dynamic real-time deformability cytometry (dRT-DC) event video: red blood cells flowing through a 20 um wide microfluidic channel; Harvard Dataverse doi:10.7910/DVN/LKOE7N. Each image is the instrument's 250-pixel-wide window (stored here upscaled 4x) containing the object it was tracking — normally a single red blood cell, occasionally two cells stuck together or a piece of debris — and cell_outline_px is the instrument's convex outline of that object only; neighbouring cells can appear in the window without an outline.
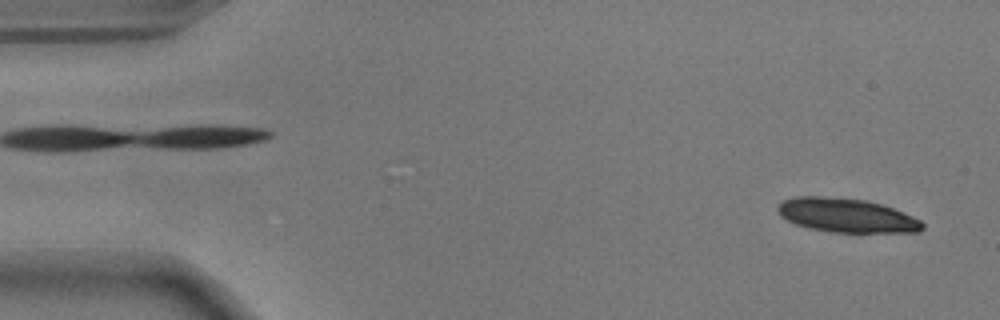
{"species": "common noctule bat (a hibernating species)", "species_latin": "Nyctalus noctula", "temperature_condition": "warm", "stored_images_in_passage": 53, "camera_frame_rate_fps": 3000, "um_per_image_px": 0.085, "animal": {"sex": "male", "body_mass_g": 17.9}, "frame": {"image": 1, "passage_image": 2, "time_ms": 0.333, "image_size_px": [1000, 320], "cell_outline_px": [[924, 228], [920, 232], [832, 232], [808, 228], [796, 224], [780, 216], [776, 208], [784, 200], [792, 196], [820, 196], [864, 200], [880, 204], [892, 208], [912, 216], [920, 220], [924, 224]], "centroid_in_image_um": [71.94, 18.31], "position_along_channel_um": 13.1, "area_um2": 28.5}}
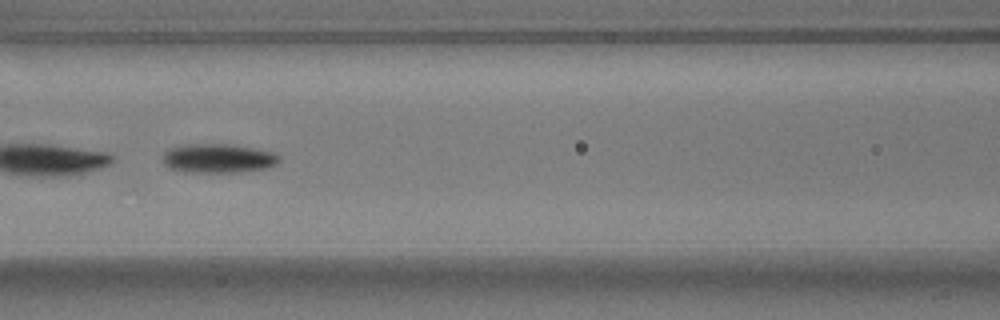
{"frame": {"image": 2, "passage_image": 23, "time_ms": 7.333, "image_size_px": [1000, 320], "cell_outline_px": [[280, 160], [276, 164], [264, 168], [244, 172], [184, 172], [168, 168], [164, 164], [164, 152], [168, 148], [188, 144], [232, 144], [272, 152], [280, 156]], "centroid_in_image_um": [18.52, 13.46], "position_along_channel_um": 148.1, "area_um2": 19.77}}
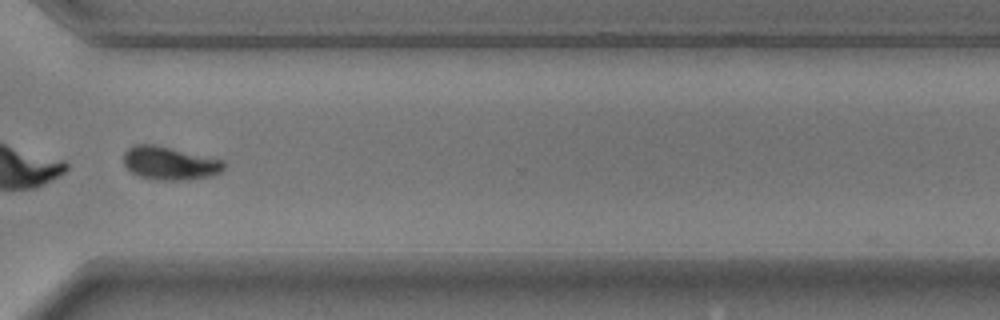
{"frame": {"image": 3, "passage_image": 40, "time_ms": 13.0, "image_size_px": [1000, 320], "cell_outline_px": [[224, 168], [220, 172], [212, 176], [188, 180], [160, 180], [140, 176], [132, 172], [124, 164], [124, 152], [128, 148], [136, 144], [156, 144], [224, 160]], "centroid_in_image_um": [14.44, 13.86], "position_along_channel_um": 356.2, "area_um2": 19.48}, "authors_computed_cell_mechanics": {"area_um2": 20.2878, "velocity_mm_per_s": 3.6845, "shape_relaxation_time_tau1_ms": 2.9655, "shape_relaxation_time_tau2_ms": null, "deformation_change_tau1": 0.1479, "deformation_change_tau2": null}}